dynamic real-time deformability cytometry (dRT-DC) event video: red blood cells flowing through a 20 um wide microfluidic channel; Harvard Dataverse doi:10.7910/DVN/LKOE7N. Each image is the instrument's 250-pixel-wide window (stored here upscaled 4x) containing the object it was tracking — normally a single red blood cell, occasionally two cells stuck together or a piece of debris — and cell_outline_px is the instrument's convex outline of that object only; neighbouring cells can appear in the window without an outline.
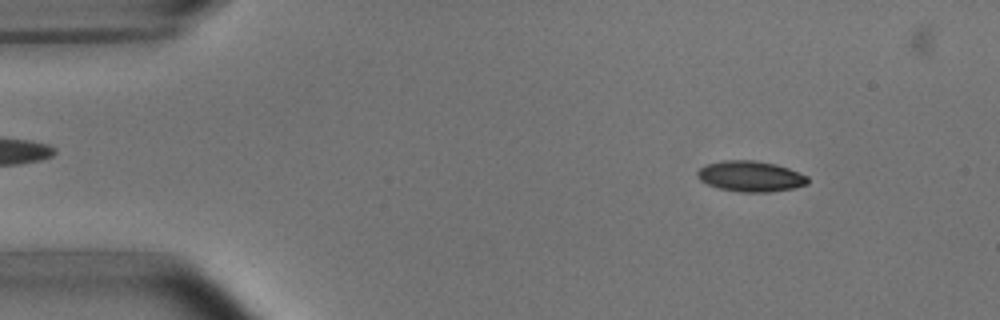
{"species": "common noctule bat (a hibernating species)", "species_latin": "Nyctalus noctula", "temperature_condition": "room temperature", "stored_images_in_passage": 5, "camera_frame_rate_fps": 3000, "um_per_image_px": 0.085, "animal": {"sex": "male", "body_mass_g": 15.6}, "frame": {"image": 1, "passage_image": 1, "time_ms": 0.0, "image_size_px": [1000, 320], "cell_outline_px": [[808, 184], [792, 188], [768, 192], [740, 192], [720, 188], [708, 184], [700, 180], [696, 176], [696, 172], [700, 168], [708, 164], [724, 160], [756, 160], [776, 164], [788, 168], [808, 176]], "centroid_in_image_um": [63.79, 14.98], "position_along_channel_um": 21.2, "area_um2": 19.65}}
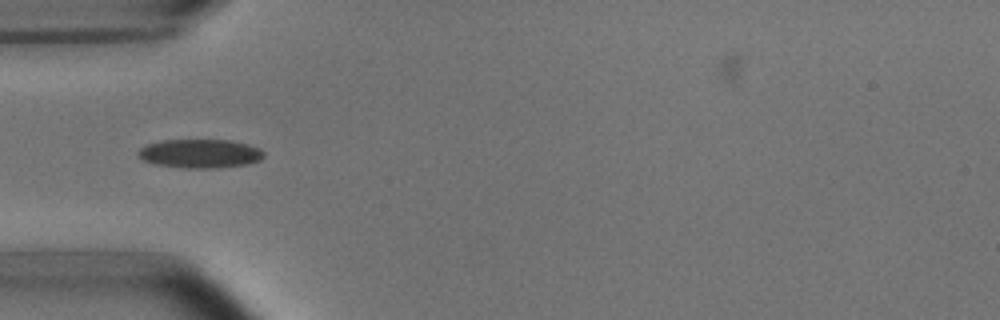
{"frame": {"image": 2, "passage_image": 3, "time_ms": 3.333, "image_size_px": [1000, 320], "cell_outline_px": [[264, 156], [260, 160], [248, 164], [216, 168], [184, 168], [156, 164], [144, 160], [136, 152], [140, 148], [148, 144], [160, 140], [232, 140], [248, 144], [260, 148], [264, 152]], "centroid_in_image_um": [17.03, 13.05], "position_along_channel_um": 68.0, "area_um2": 21.15}}
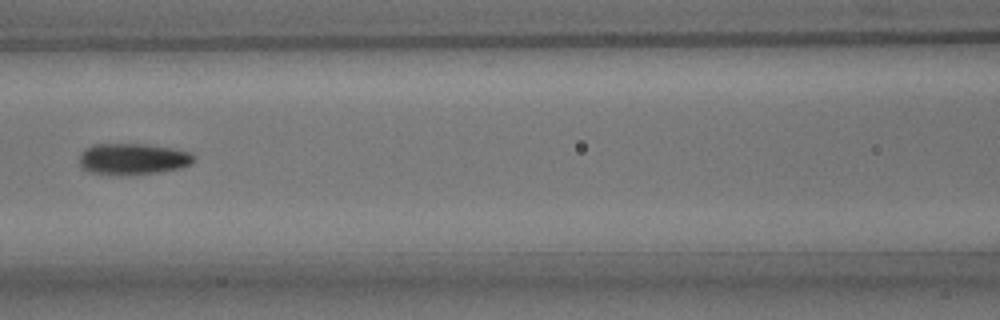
{"frame": {"image": 3, "passage_image": 5, "time_ms": 5.667, "image_size_px": [1000, 320], "cell_outline_px": [[196, 160], [180, 168], [160, 172], [88, 172], [80, 164], [80, 152], [84, 148], [92, 144], [148, 144], [172, 148], [188, 152], [196, 156]], "centroid_in_image_um": [11.31, 13.45], "position_along_channel_um": 155.3, "area_um2": 20.11}}